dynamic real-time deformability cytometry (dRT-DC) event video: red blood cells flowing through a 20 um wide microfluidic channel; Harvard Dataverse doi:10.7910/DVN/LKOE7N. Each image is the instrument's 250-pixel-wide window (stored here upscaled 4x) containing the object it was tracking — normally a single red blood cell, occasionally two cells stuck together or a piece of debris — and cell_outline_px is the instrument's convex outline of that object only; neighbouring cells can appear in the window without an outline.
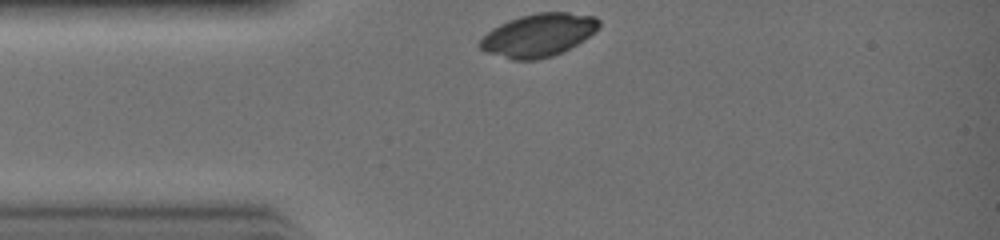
{"species": "common noctule bat (a hibernating species)", "species_latin": "Nyctalus noctula", "temperature_condition": "warm", "stored_images_in_passage": 20, "camera_frame_rate_fps": 3000, "um_per_image_px": 0.085, "animal": {"sex": "female", "body_mass_g": 19.0, "forearm_length_mm": 51.5}, "frame": {"image": 1, "passage_image": 1, "time_ms": 0.0, "image_size_px": [1000, 240], "cell_outline_px": [[600, 28], [596, 32], [584, 40], [552, 56], [536, 60], [512, 60], [484, 52], [476, 44], [492, 28], [508, 20], [520, 16], [536, 12], [568, 12], [596, 16], [600, 20]], "centroid_in_image_um": [45.77, 2.98], "position_along_channel_um": 39.2, "area_um2": 30.06}}
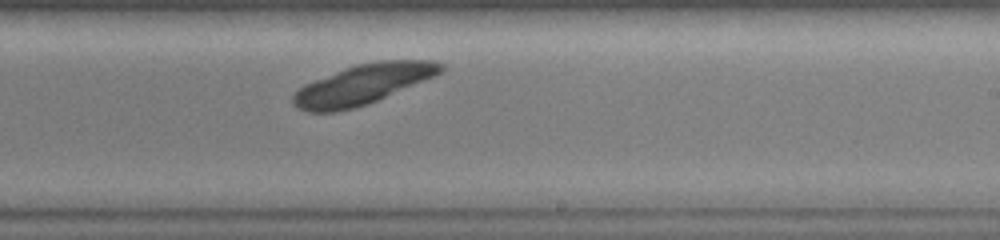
{"frame": {"image": 2, "passage_image": 13, "time_ms": 4.0, "image_size_px": [1000, 240], "cell_outline_px": [[444, 72], [368, 104], [356, 108], [336, 112], [308, 112], [296, 108], [292, 104], [292, 96], [304, 84], [344, 68], [356, 64], [376, 60], [432, 60], [444, 64]], "centroid_in_image_um": [30.84, 7.17], "position_along_channel_um": 258.2, "area_um2": 34.56}}
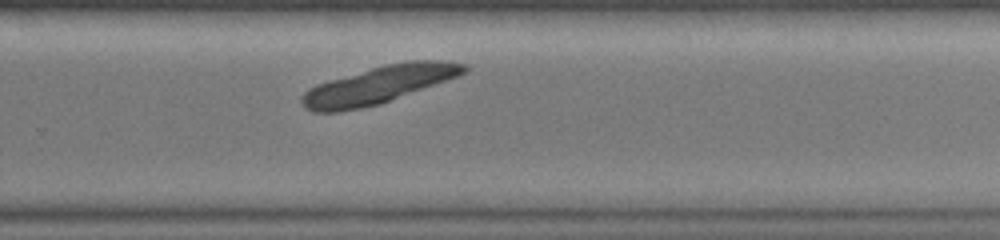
{"frame": {"image": 3, "passage_image": 15, "time_ms": 4.667, "image_size_px": [1000, 240], "cell_outline_px": [[468, 72], [460, 76], [380, 104], [360, 108], [336, 112], [312, 112], [304, 108], [300, 100], [304, 92], [308, 88], [316, 84], [328, 80], [384, 64], [408, 60], [448, 60], [468, 64]], "centroid_in_image_um": [32.24, 7.19], "position_along_channel_um": 297.6, "area_um2": 35.84}}